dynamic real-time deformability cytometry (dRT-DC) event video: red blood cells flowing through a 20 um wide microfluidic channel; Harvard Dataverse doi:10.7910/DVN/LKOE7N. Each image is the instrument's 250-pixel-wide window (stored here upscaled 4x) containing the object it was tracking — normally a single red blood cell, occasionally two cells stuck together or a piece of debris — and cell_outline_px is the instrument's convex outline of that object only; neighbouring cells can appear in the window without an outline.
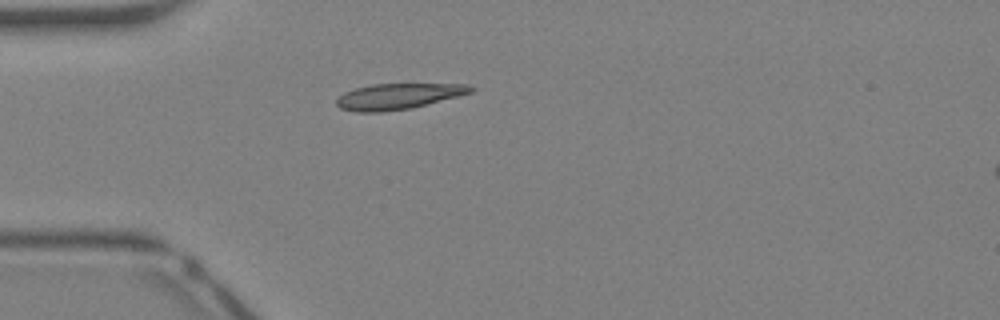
{"species": "Egyptian fruit bat (a non-hibernating species)", "species_latin": "Rousettus aegyptiacus", "temperature_condition": "warm", "stored_images_in_passage": 31, "camera_frame_rate_fps": 3000, "um_per_image_px": 0.085, "animal": {"sex": "female"}, "frame": {"image": 1, "passage_image": 1, "time_ms": 0.0, "image_size_px": [1000, 320], "cell_outline_px": [[476, 88], [472, 92], [412, 108], [380, 112], [356, 112], [340, 108], [336, 104], [336, 100], [344, 92], [356, 88], [372, 84], [468, 84]], "centroid_in_image_um": [33.84, 8.19], "position_along_channel_um": 51.2, "area_um2": 20.06}}
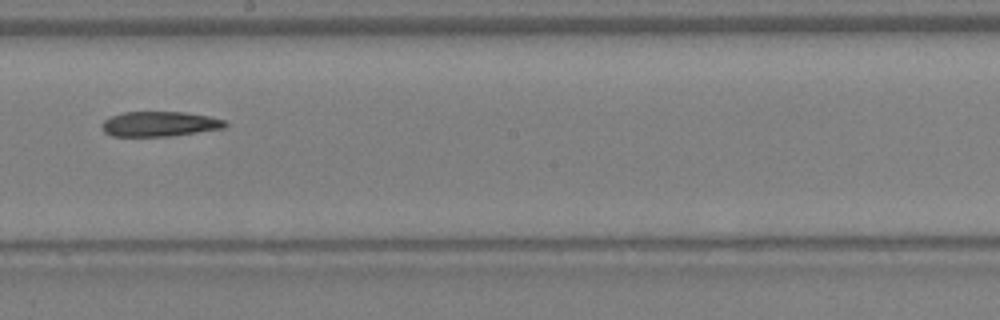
{"frame": {"image": 2, "passage_image": 13, "time_ms": 4.0, "image_size_px": [1000, 320], "cell_outline_px": [[228, 124], [224, 128], [172, 136], [112, 136], [104, 132], [100, 128], [100, 124], [104, 120], [112, 116], [124, 112], [184, 112], [208, 116], [224, 120]], "centroid_in_image_um": [13.53, 10.54], "position_along_channel_um": 234.7, "area_um2": 17.98}}
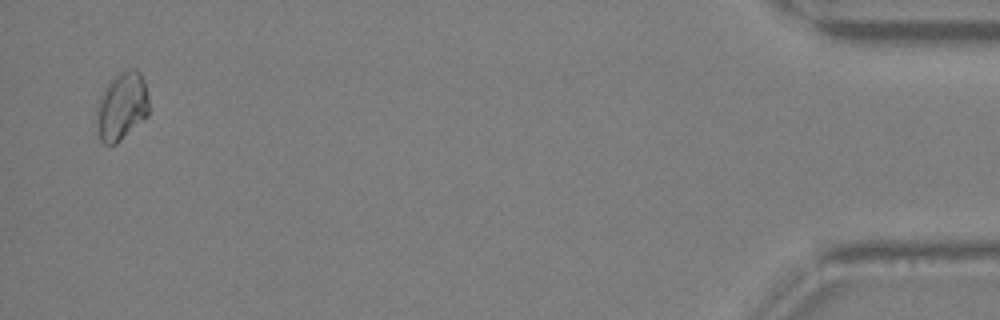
{"frame": {"image": 3, "passage_image": 30, "time_ms": 9.667, "image_size_px": [1000, 320], "cell_outline_px": [[148, 116], [116, 144], [104, 144], [100, 140], [96, 128], [96, 108], [100, 96], [112, 76], [128, 68], [136, 68], [140, 72], [144, 80], [148, 96]], "centroid_in_image_um": [10.34, 9.02], "position_along_channel_um": 424.9, "area_um2": 21.1}}